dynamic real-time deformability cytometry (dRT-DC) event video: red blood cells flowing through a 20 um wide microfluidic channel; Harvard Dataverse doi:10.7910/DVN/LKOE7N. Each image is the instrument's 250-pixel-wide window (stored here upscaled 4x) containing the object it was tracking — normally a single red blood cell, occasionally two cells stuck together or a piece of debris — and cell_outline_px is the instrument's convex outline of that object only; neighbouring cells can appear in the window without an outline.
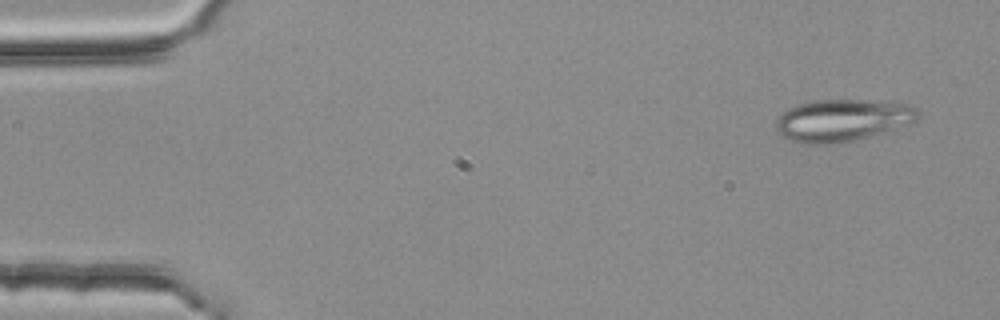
{"species": "common noctule bat (a hibernating species)", "species_latin": "Nyctalus noctula", "temperature_condition": "room temperature", "stored_images_in_passage": 3, "camera_frame_rate_fps": 3000, "um_per_image_px": 0.085, "animal": {"sex": "female", "body_mass_g": 25.1}, "frame": {"image": 1, "passage_image": 1, "time_ms": 0.0, "image_size_px": [1000, 320], "cell_outline_px": [[920, 116], [916, 120], [856, 140], [836, 144], [808, 144], [792, 140], [784, 136], [776, 128], [776, 120], [788, 108], [800, 104], [816, 100], [868, 100], [912, 104], [920, 112]], "centroid_in_image_um": [71.61, 10.21], "position_along_channel_um": 13.4, "area_um2": 34.33}}